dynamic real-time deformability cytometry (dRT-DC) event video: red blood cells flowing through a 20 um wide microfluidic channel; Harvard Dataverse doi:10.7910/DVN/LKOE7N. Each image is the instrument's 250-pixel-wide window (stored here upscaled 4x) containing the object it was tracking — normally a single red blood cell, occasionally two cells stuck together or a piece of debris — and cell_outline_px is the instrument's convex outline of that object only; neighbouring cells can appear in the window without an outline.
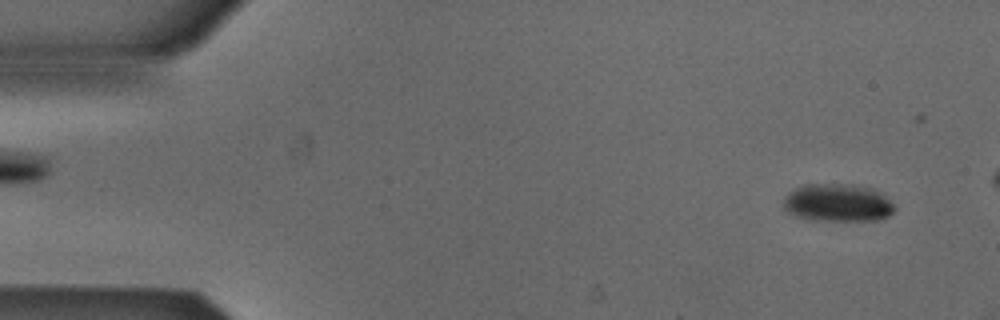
{"species": "Egyptian fruit bat (a non-hibernating species)", "species_latin": "Rousettus aegyptiacus", "temperature_condition": "cold", "stored_images_in_passage": 5, "segment_of_instrument_passage": [2, 2], "camera_frame_rate_fps": 3000, "um_per_image_px": 0.085, "animal": {"sex": "male"}, "frame": {"image": 1, "passage_image": 5, "time_ms": 1.333, "image_size_px": [1000, 320], "cell_outline_px": [[896, 208], [888, 216], [880, 220], [812, 220], [796, 216], [788, 212], [784, 208], [784, 196], [788, 192], [804, 184], [852, 184], [876, 188]], "centroid_in_image_um": [71.2, 17.22], "position_along_channel_um": 13.8, "area_um2": 24.57}}